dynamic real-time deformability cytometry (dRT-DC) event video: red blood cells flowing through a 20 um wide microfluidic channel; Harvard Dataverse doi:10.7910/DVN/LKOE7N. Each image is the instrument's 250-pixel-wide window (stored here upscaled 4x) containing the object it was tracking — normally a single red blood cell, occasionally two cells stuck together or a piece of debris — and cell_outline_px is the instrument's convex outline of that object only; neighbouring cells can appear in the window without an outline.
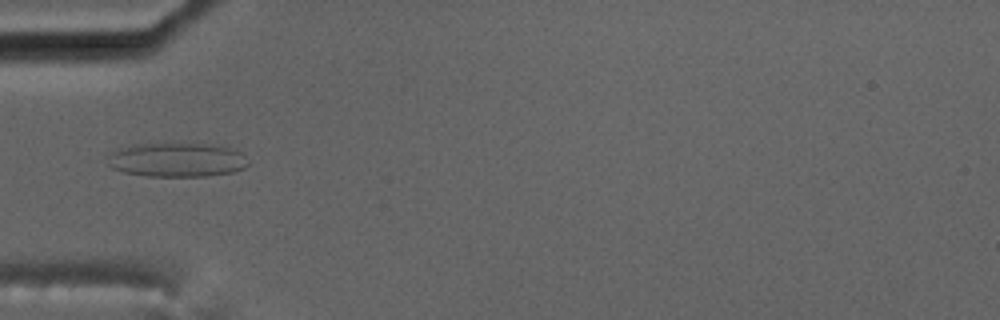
{"species": "common noctule bat (a hibernating species)", "species_latin": "Nyctalus noctula", "temperature_condition": "cold", "stored_images_in_passage": 14, "camera_frame_rate_fps": 3000, "um_per_image_px": 0.085, "animal": {"sex": "male", "body_mass_g": 17.5, "forearm_length_mm": 52.3}, "frame": {"image": 1, "passage_image": 5, "time_ms": 6.0, "image_size_px": [1000, 320], "cell_outline_px": [[248, 164], [244, 168], [232, 172], [208, 176], [148, 176], [124, 172], [112, 168], [108, 164], [112, 152], [116, 148], [132, 144], [160, 140], [204, 144], [228, 148], [240, 152]], "centroid_in_image_um": [14.95, 13.54], "position_along_channel_um": 70.0, "area_um2": 28.61}}
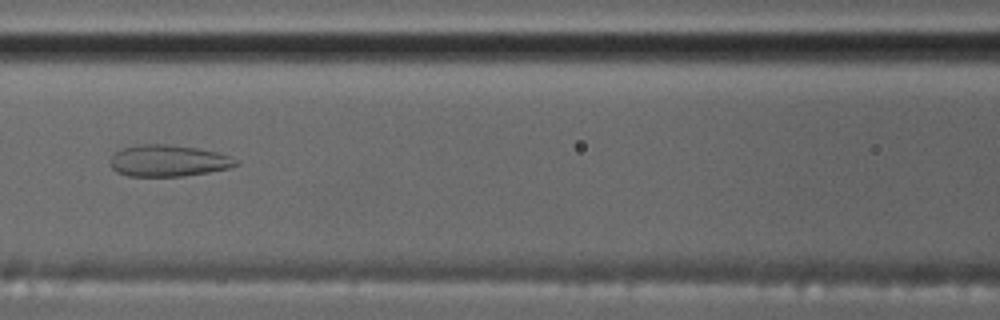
{"frame": {"image": 2, "passage_image": 7, "time_ms": 8.333, "image_size_px": [1000, 320], "cell_outline_px": [[240, 164], [228, 168], [208, 172], [184, 176], [128, 176], [116, 172], [112, 168], [112, 156], [120, 148], [140, 144], [168, 144], [196, 148], [216, 152], [228, 156], [236, 160]], "centroid_in_image_um": [14.28, 13.66], "position_along_channel_um": 152.3, "area_um2": 22.95}}